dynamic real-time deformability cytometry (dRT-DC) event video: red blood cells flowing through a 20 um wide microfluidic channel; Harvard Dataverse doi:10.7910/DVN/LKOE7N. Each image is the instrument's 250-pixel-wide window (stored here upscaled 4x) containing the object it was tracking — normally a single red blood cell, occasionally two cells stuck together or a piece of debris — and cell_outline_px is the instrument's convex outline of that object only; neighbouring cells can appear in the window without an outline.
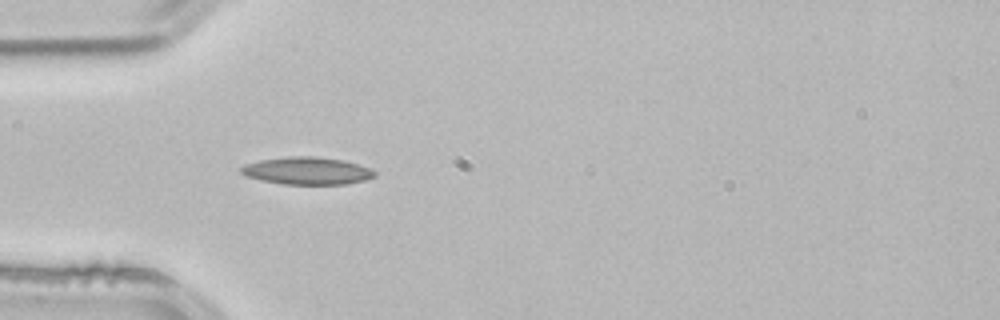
{"species": "common noctule bat (a hibernating species)", "species_latin": "Nyctalus noctula", "temperature_condition": "room temperature", "stored_images_in_passage": 2, "camera_frame_rate_fps": 3000, "um_per_image_px": 0.085, "animal": {"sex": "male", "body_mass_g": 21.5, "forearm_length_mm": 52.0}, "frame": {"image": 1, "passage_image": 2, "time_ms": 0.333, "image_size_px": [1000, 320], "cell_outline_px": [[376, 176], [364, 180], [348, 184], [284, 184], [260, 180], [248, 176], [240, 172], [240, 168], [244, 164], [260, 160], [288, 156], [316, 156], [344, 160], [368, 168], [376, 172]], "centroid_in_image_um": [26.09, 14.51], "position_along_channel_um": 58.9, "area_um2": 21.33}}